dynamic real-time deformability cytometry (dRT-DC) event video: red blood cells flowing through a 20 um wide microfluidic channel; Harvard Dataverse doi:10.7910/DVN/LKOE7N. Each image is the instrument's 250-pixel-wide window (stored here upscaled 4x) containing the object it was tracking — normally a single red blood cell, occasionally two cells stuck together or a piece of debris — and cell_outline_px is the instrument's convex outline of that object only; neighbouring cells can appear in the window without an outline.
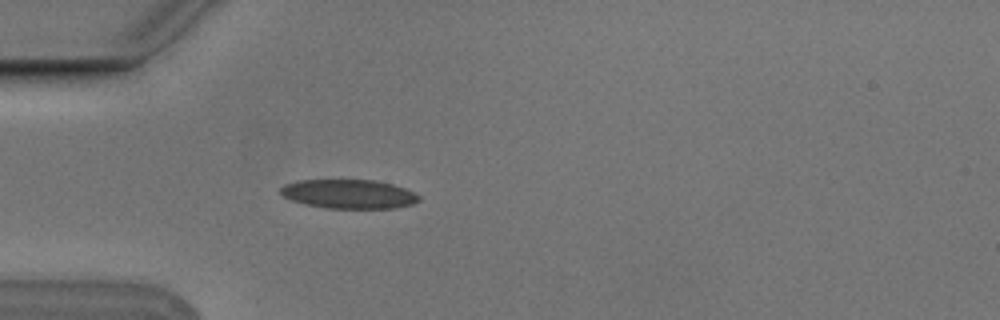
{"species": "Egyptian fruit bat (a non-hibernating species)", "species_latin": "Rousettus aegyptiacus", "temperature_condition": "cold", "stored_images_in_passage": 4, "camera_frame_rate_fps": 3000, "um_per_image_px": 0.085, "animal": {"sex": "male"}, "frame": {"image": 1, "passage_image": 4, "time_ms": 1.0, "image_size_px": [1000, 320], "cell_outline_px": [[420, 200], [412, 204], [396, 208], [324, 208], [304, 204], [292, 200], [284, 196], [280, 192], [280, 188], [284, 184], [296, 180], [376, 180], [392, 184], [404, 188], [420, 196]], "centroid_in_image_um": [29.63, 16.49], "position_along_channel_um": 55.4, "area_um2": 23.47}}